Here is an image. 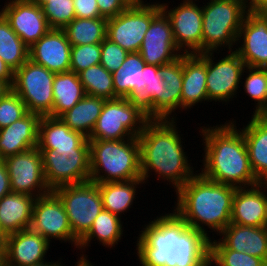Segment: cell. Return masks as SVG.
<instances>
[{
    "label": "cell",
    "instance_id": "1",
    "mask_svg": "<svg viewBox=\"0 0 267 266\" xmlns=\"http://www.w3.org/2000/svg\"><path fill=\"white\" fill-rule=\"evenodd\" d=\"M172 212L140 231L136 254L141 266H210V239Z\"/></svg>",
    "mask_w": 267,
    "mask_h": 266
},
{
    "label": "cell",
    "instance_id": "2",
    "mask_svg": "<svg viewBox=\"0 0 267 266\" xmlns=\"http://www.w3.org/2000/svg\"><path fill=\"white\" fill-rule=\"evenodd\" d=\"M233 120L199 130L205 145L200 173L235 188L255 186L261 182L251 168L243 133Z\"/></svg>",
    "mask_w": 267,
    "mask_h": 266
},
{
    "label": "cell",
    "instance_id": "3",
    "mask_svg": "<svg viewBox=\"0 0 267 266\" xmlns=\"http://www.w3.org/2000/svg\"><path fill=\"white\" fill-rule=\"evenodd\" d=\"M176 119L149 120L137 137L140 145L141 176L148 181L150 172L167 180L177 192L195 174L184 152Z\"/></svg>",
    "mask_w": 267,
    "mask_h": 266
},
{
    "label": "cell",
    "instance_id": "4",
    "mask_svg": "<svg viewBox=\"0 0 267 266\" xmlns=\"http://www.w3.org/2000/svg\"><path fill=\"white\" fill-rule=\"evenodd\" d=\"M236 188L217 183L196 173L177 192L173 209L189 227L202 232L217 234L231 222L232 202ZM211 229L206 231L205 227Z\"/></svg>",
    "mask_w": 267,
    "mask_h": 266
},
{
    "label": "cell",
    "instance_id": "5",
    "mask_svg": "<svg viewBox=\"0 0 267 266\" xmlns=\"http://www.w3.org/2000/svg\"><path fill=\"white\" fill-rule=\"evenodd\" d=\"M88 140L90 145L89 181L94 183L124 182L142 178L140 145L137 137L125 140Z\"/></svg>",
    "mask_w": 267,
    "mask_h": 266
},
{
    "label": "cell",
    "instance_id": "6",
    "mask_svg": "<svg viewBox=\"0 0 267 266\" xmlns=\"http://www.w3.org/2000/svg\"><path fill=\"white\" fill-rule=\"evenodd\" d=\"M247 11L246 0H209L202 6V53L221 47L232 51L235 44L238 46L237 36Z\"/></svg>",
    "mask_w": 267,
    "mask_h": 266
},
{
    "label": "cell",
    "instance_id": "7",
    "mask_svg": "<svg viewBox=\"0 0 267 266\" xmlns=\"http://www.w3.org/2000/svg\"><path fill=\"white\" fill-rule=\"evenodd\" d=\"M53 192L62 201L73 235L80 240L91 228L95 218L103 210L98 183L91 181L63 185Z\"/></svg>",
    "mask_w": 267,
    "mask_h": 266
},
{
    "label": "cell",
    "instance_id": "8",
    "mask_svg": "<svg viewBox=\"0 0 267 266\" xmlns=\"http://www.w3.org/2000/svg\"><path fill=\"white\" fill-rule=\"evenodd\" d=\"M150 119L126 98L106 100L88 139L125 140L138 137Z\"/></svg>",
    "mask_w": 267,
    "mask_h": 266
},
{
    "label": "cell",
    "instance_id": "9",
    "mask_svg": "<svg viewBox=\"0 0 267 266\" xmlns=\"http://www.w3.org/2000/svg\"><path fill=\"white\" fill-rule=\"evenodd\" d=\"M55 73L28 59L14 72L12 90L25 103L28 112L49 116L53 110Z\"/></svg>",
    "mask_w": 267,
    "mask_h": 266
},
{
    "label": "cell",
    "instance_id": "10",
    "mask_svg": "<svg viewBox=\"0 0 267 266\" xmlns=\"http://www.w3.org/2000/svg\"><path fill=\"white\" fill-rule=\"evenodd\" d=\"M160 11V2L129 5L117 16L107 19L106 38L128 53L138 52L152 19Z\"/></svg>",
    "mask_w": 267,
    "mask_h": 266
},
{
    "label": "cell",
    "instance_id": "11",
    "mask_svg": "<svg viewBox=\"0 0 267 266\" xmlns=\"http://www.w3.org/2000/svg\"><path fill=\"white\" fill-rule=\"evenodd\" d=\"M42 154L44 176L53 191L63 185L81 184L90 180V150L57 153L38 149Z\"/></svg>",
    "mask_w": 267,
    "mask_h": 266
},
{
    "label": "cell",
    "instance_id": "12",
    "mask_svg": "<svg viewBox=\"0 0 267 266\" xmlns=\"http://www.w3.org/2000/svg\"><path fill=\"white\" fill-rule=\"evenodd\" d=\"M30 229L49 243L55 239L78 247L79 240L73 235L65 207L53 191L35 199Z\"/></svg>",
    "mask_w": 267,
    "mask_h": 266
},
{
    "label": "cell",
    "instance_id": "13",
    "mask_svg": "<svg viewBox=\"0 0 267 266\" xmlns=\"http://www.w3.org/2000/svg\"><path fill=\"white\" fill-rule=\"evenodd\" d=\"M11 191L41 197L51 192L47 186L42 154L37 147L5 158Z\"/></svg>",
    "mask_w": 267,
    "mask_h": 266
},
{
    "label": "cell",
    "instance_id": "14",
    "mask_svg": "<svg viewBox=\"0 0 267 266\" xmlns=\"http://www.w3.org/2000/svg\"><path fill=\"white\" fill-rule=\"evenodd\" d=\"M227 52L229 54L218 62L213 61L214 51L207 52L206 88L210 102L229 103L232 98H237L246 65L235 51Z\"/></svg>",
    "mask_w": 267,
    "mask_h": 266
},
{
    "label": "cell",
    "instance_id": "15",
    "mask_svg": "<svg viewBox=\"0 0 267 266\" xmlns=\"http://www.w3.org/2000/svg\"><path fill=\"white\" fill-rule=\"evenodd\" d=\"M194 1L183 0L170 10L167 4H160L171 23L175 43L184 54L202 53V7Z\"/></svg>",
    "mask_w": 267,
    "mask_h": 266
},
{
    "label": "cell",
    "instance_id": "16",
    "mask_svg": "<svg viewBox=\"0 0 267 266\" xmlns=\"http://www.w3.org/2000/svg\"><path fill=\"white\" fill-rule=\"evenodd\" d=\"M0 12L29 48L51 29L41 6L32 0H8Z\"/></svg>",
    "mask_w": 267,
    "mask_h": 266
},
{
    "label": "cell",
    "instance_id": "17",
    "mask_svg": "<svg viewBox=\"0 0 267 266\" xmlns=\"http://www.w3.org/2000/svg\"><path fill=\"white\" fill-rule=\"evenodd\" d=\"M138 52L146 64L156 66L173 62L184 54L177 47L171 23L162 10L152 19Z\"/></svg>",
    "mask_w": 267,
    "mask_h": 266
},
{
    "label": "cell",
    "instance_id": "18",
    "mask_svg": "<svg viewBox=\"0 0 267 266\" xmlns=\"http://www.w3.org/2000/svg\"><path fill=\"white\" fill-rule=\"evenodd\" d=\"M238 41L243 45L233 49L246 66L267 68V18L261 12H246Z\"/></svg>",
    "mask_w": 267,
    "mask_h": 266
},
{
    "label": "cell",
    "instance_id": "19",
    "mask_svg": "<svg viewBox=\"0 0 267 266\" xmlns=\"http://www.w3.org/2000/svg\"><path fill=\"white\" fill-rule=\"evenodd\" d=\"M50 243L30 228L5 236L4 266H31L46 261Z\"/></svg>",
    "mask_w": 267,
    "mask_h": 266
},
{
    "label": "cell",
    "instance_id": "20",
    "mask_svg": "<svg viewBox=\"0 0 267 266\" xmlns=\"http://www.w3.org/2000/svg\"><path fill=\"white\" fill-rule=\"evenodd\" d=\"M71 44L63 29H50L29 48V59L51 72L70 71Z\"/></svg>",
    "mask_w": 267,
    "mask_h": 266
},
{
    "label": "cell",
    "instance_id": "21",
    "mask_svg": "<svg viewBox=\"0 0 267 266\" xmlns=\"http://www.w3.org/2000/svg\"><path fill=\"white\" fill-rule=\"evenodd\" d=\"M266 192L267 183L236 188L233 196L230 223L250 227H265Z\"/></svg>",
    "mask_w": 267,
    "mask_h": 266
},
{
    "label": "cell",
    "instance_id": "22",
    "mask_svg": "<svg viewBox=\"0 0 267 266\" xmlns=\"http://www.w3.org/2000/svg\"><path fill=\"white\" fill-rule=\"evenodd\" d=\"M38 149H53L57 153L90 150L89 140L71 130L60 117L42 116L39 122Z\"/></svg>",
    "mask_w": 267,
    "mask_h": 266
},
{
    "label": "cell",
    "instance_id": "23",
    "mask_svg": "<svg viewBox=\"0 0 267 266\" xmlns=\"http://www.w3.org/2000/svg\"><path fill=\"white\" fill-rule=\"evenodd\" d=\"M41 117L27 112L21 119L0 129V160L37 147Z\"/></svg>",
    "mask_w": 267,
    "mask_h": 266
},
{
    "label": "cell",
    "instance_id": "24",
    "mask_svg": "<svg viewBox=\"0 0 267 266\" xmlns=\"http://www.w3.org/2000/svg\"><path fill=\"white\" fill-rule=\"evenodd\" d=\"M162 84L159 66L146 64L140 71L139 88H134L126 99L150 120L161 119Z\"/></svg>",
    "mask_w": 267,
    "mask_h": 266
},
{
    "label": "cell",
    "instance_id": "25",
    "mask_svg": "<svg viewBox=\"0 0 267 266\" xmlns=\"http://www.w3.org/2000/svg\"><path fill=\"white\" fill-rule=\"evenodd\" d=\"M206 75L207 52L183 54L181 111L193 108L198 102H208Z\"/></svg>",
    "mask_w": 267,
    "mask_h": 266
},
{
    "label": "cell",
    "instance_id": "26",
    "mask_svg": "<svg viewBox=\"0 0 267 266\" xmlns=\"http://www.w3.org/2000/svg\"><path fill=\"white\" fill-rule=\"evenodd\" d=\"M228 248L261 258L267 263V227H250L229 223L218 234Z\"/></svg>",
    "mask_w": 267,
    "mask_h": 266
},
{
    "label": "cell",
    "instance_id": "27",
    "mask_svg": "<svg viewBox=\"0 0 267 266\" xmlns=\"http://www.w3.org/2000/svg\"><path fill=\"white\" fill-rule=\"evenodd\" d=\"M241 131L253 173L261 183H267V116L252 115Z\"/></svg>",
    "mask_w": 267,
    "mask_h": 266
},
{
    "label": "cell",
    "instance_id": "28",
    "mask_svg": "<svg viewBox=\"0 0 267 266\" xmlns=\"http://www.w3.org/2000/svg\"><path fill=\"white\" fill-rule=\"evenodd\" d=\"M36 197L11 192L0 199V231L4 236L29 229Z\"/></svg>",
    "mask_w": 267,
    "mask_h": 266
},
{
    "label": "cell",
    "instance_id": "29",
    "mask_svg": "<svg viewBox=\"0 0 267 266\" xmlns=\"http://www.w3.org/2000/svg\"><path fill=\"white\" fill-rule=\"evenodd\" d=\"M159 71L164 80L161 96V119H175L176 117L172 113L178 108L181 109L183 54L173 62L159 66Z\"/></svg>",
    "mask_w": 267,
    "mask_h": 266
},
{
    "label": "cell",
    "instance_id": "30",
    "mask_svg": "<svg viewBox=\"0 0 267 266\" xmlns=\"http://www.w3.org/2000/svg\"><path fill=\"white\" fill-rule=\"evenodd\" d=\"M105 101L104 98L85 95L75 106L63 113L60 118L71 130L78 131L89 138L96 126Z\"/></svg>",
    "mask_w": 267,
    "mask_h": 266
},
{
    "label": "cell",
    "instance_id": "31",
    "mask_svg": "<svg viewBox=\"0 0 267 266\" xmlns=\"http://www.w3.org/2000/svg\"><path fill=\"white\" fill-rule=\"evenodd\" d=\"M86 92L75 72L55 74L53 81V110L51 117H60L67 110L75 106Z\"/></svg>",
    "mask_w": 267,
    "mask_h": 266
},
{
    "label": "cell",
    "instance_id": "32",
    "mask_svg": "<svg viewBox=\"0 0 267 266\" xmlns=\"http://www.w3.org/2000/svg\"><path fill=\"white\" fill-rule=\"evenodd\" d=\"M144 183L142 178L124 182L98 183L103 209L121 217L122 213L124 214L132 207L138 185L141 186Z\"/></svg>",
    "mask_w": 267,
    "mask_h": 266
},
{
    "label": "cell",
    "instance_id": "33",
    "mask_svg": "<svg viewBox=\"0 0 267 266\" xmlns=\"http://www.w3.org/2000/svg\"><path fill=\"white\" fill-rule=\"evenodd\" d=\"M122 225L121 217L103 209L90 230L79 240L78 250L86 249L94 238L105 247H115L124 234Z\"/></svg>",
    "mask_w": 267,
    "mask_h": 266
},
{
    "label": "cell",
    "instance_id": "34",
    "mask_svg": "<svg viewBox=\"0 0 267 266\" xmlns=\"http://www.w3.org/2000/svg\"><path fill=\"white\" fill-rule=\"evenodd\" d=\"M0 58L15 72L29 59V47L0 12Z\"/></svg>",
    "mask_w": 267,
    "mask_h": 266
},
{
    "label": "cell",
    "instance_id": "35",
    "mask_svg": "<svg viewBox=\"0 0 267 266\" xmlns=\"http://www.w3.org/2000/svg\"><path fill=\"white\" fill-rule=\"evenodd\" d=\"M106 18H74L63 30L71 46L97 44L106 38Z\"/></svg>",
    "mask_w": 267,
    "mask_h": 266
},
{
    "label": "cell",
    "instance_id": "36",
    "mask_svg": "<svg viewBox=\"0 0 267 266\" xmlns=\"http://www.w3.org/2000/svg\"><path fill=\"white\" fill-rule=\"evenodd\" d=\"M146 62L139 52L128 53L122 65L112 73L115 95L127 98L134 88H139L140 71Z\"/></svg>",
    "mask_w": 267,
    "mask_h": 266
},
{
    "label": "cell",
    "instance_id": "37",
    "mask_svg": "<svg viewBox=\"0 0 267 266\" xmlns=\"http://www.w3.org/2000/svg\"><path fill=\"white\" fill-rule=\"evenodd\" d=\"M86 95L113 100L115 95L112 73L101 64L91 66L78 73Z\"/></svg>",
    "mask_w": 267,
    "mask_h": 266
},
{
    "label": "cell",
    "instance_id": "38",
    "mask_svg": "<svg viewBox=\"0 0 267 266\" xmlns=\"http://www.w3.org/2000/svg\"><path fill=\"white\" fill-rule=\"evenodd\" d=\"M243 72L248 73L244 91L257 102L253 115L267 116V68L246 66Z\"/></svg>",
    "mask_w": 267,
    "mask_h": 266
},
{
    "label": "cell",
    "instance_id": "39",
    "mask_svg": "<svg viewBox=\"0 0 267 266\" xmlns=\"http://www.w3.org/2000/svg\"><path fill=\"white\" fill-rule=\"evenodd\" d=\"M217 240L210 239V266L213 264L216 266H267L263 259L228 249L219 239Z\"/></svg>",
    "mask_w": 267,
    "mask_h": 266
},
{
    "label": "cell",
    "instance_id": "40",
    "mask_svg": "<svg viewBox=\"0 0 267 266\" xmlns=\"http://www.w3.org/2000/svg\"><path fill=\"white\" fill-rule=\"evenodd\" d=\"M41 8L51 29H64L76 17L73 0H47Z\"/></svg>",
    "mask_w": 267,
    "mask_h": 266
},
{
    "label": "cell",
    "instance_id": "41",
    "mask_svg": "<svg viewBox=\"0 0 267 266\" xmlns=\"http://www.w3.org/2000/svg\"><path fill=\"white\" fill-rule=\"evenodd\" d=\"M101 43L71 46L70 71L78 74L91 66L100 64Z\"/></svg>",
    "mask_w": 267,
    "mask_h": 266
},
{
    "label": "cell",
    "instance_id": "42",
    "mask_svg": "<svg viewBox=\"0 0 267 266\" xmlns=\"http://www.w3.org/2000/svg\"><path fill=\"white\" fill-rule=\"evenodd\" d=\"M27 112L25 103L13 90H10L0 99V129L21 119Z\"/></svg>",
    "mask_w": 267,
    "mask_h": 266
},
{
    "label": "cell",
    "instance_id": "43",
    "mask_svg": "<svg viewBox=\"0 0 267 266\" xmlns=\"http://www.w3.org/2000/svg\"><path fill=\"white\" fill-rule=\"evenodd\" d=\"M128 52L122 47L105 38L101 42V60L100 64L110 73L116 71L126 59Z\"/></svg>",
    "mask_w": 267,
    "mask_h": 266
},
{
    "label": "cell",
    "instance_id": "44",
    "mask_svg": "<svg viewBox=\"0 0 267 266\" xmlns=\"http://www.w3.org/2000/svg\"><path fill=\"white\" fill-rule=\"evenodd\" d=\"M100 16L113 18L123 12L129 4L125 0H97Z\"/></svg>",
    "mask_w": 267,
    "mask_h": 266
},
{
    "label": "cell",
    "instance_id": "45",
    "mask_svg": "<svg viewBox=\"0 0 267 266\" xmlns=\"http://www.w3.org/2000/svg\"><path fill=\"white\" fill-rule=\"evenodd\" d=\"M76 18H101L97 0H73Z\"/></svg>",
    "mask_w": 267,
    "mask_h": 266
},
{
    "label": "cell",
    "instance_id": "46",
    "mask_svg": "<svg viewBox=\"0 0 267 266\" xmlns=\"http://www.w3.org/2000/svg\"><path fill=\"white\" fill-rule=\"evenodd\" d=\"M11 192L10 178L6 164L3 160H0V199Z\"/></svg>",
    "mask_w": 267,
    "mask_h": 266
},
{
    "label": "cell",
    "instance_id": "47",
    "mask_svg": "<svg viewBox=\"0 0 267 266\" xmlns=\"http://www.w3.org/2000/svg\"><path fill=\"white\" fill-rule=\"evenodd\" d=\"M0 80L6 82L11 88L14 83V71L0 58Z\"/></svg>",
    "mask_w": 267,
    "mask_h": 266
},
{
    "label": "cell",
    "instance_id": "48",
    "mask_svg": "<svg viewBox=\"0 0 267 266\" xmlns=\"http://www.w3.org/2000/svg\"><path fill=\"white\" fill-rule=\"evenodd\" d=\"M246 4L248 10L260 12L267 5V0H246Z\"/></svg>",
    "mask_w": 267,
    "mask_h": 266
},
{
    "label": "cell",
    "instance_id": "49",
    "mask_svg": "<svg viewBox=\"0 0 267 266\" xmlns=\"http://www.w3.org/2000/svg\"><path fill=\"white\" fill-rule=\"evenodd\" d=\"M12 88L6 83L0 80V99H2Z\"/></svg>",
    "mask_w": 267,
    "mask_h": 266
},
{
    "label": "cell",
    "instance_id": "50",
    "mask_svg": "<svg viewBox=\"0 0 267 266\" xmlns=\"http://www.w3.org/2000/svg\"><path fill=\"white\" fill-rule=\"evenodd\" d=\"M31 266H63L62 264H61V262L59 261H57V262H47V261H45V262H43V263H40V264H36V265H31Z\"/></svg>",
    "mask_w": 267,
    "mask_h": 266
},
{
    "label": "cell",
    "instance_id": "51",
    "mask_svg": "<svg viewBox=\"0 0 267 266\" xmlns=\"http://www.w3.org/2000/svg\"><path fill=\"white\" fill-rule=\"evenodd\" d=\"M129 5H141L145 2L143 0H125Z\"/></svg>",
    "mask_w": 267,
    "mask_h": 266
},
{
    "label": "cell",
    "instance_id": "52",
    "mask_svg": "<svg viewBox=\"0 0 267 266\" xmlns=\"http://www.w3.org/2000/svg\"><path fill=\"white\" fill-rule=\"evenodd\" d=\"M0 266H4V247H0Z\"/></svg>",
    "mask_w": 267,
    "mask_h": 266
},
{
    "label": "cell",
    "instance_id": "53",
    "mask_svg": "<svg viewBox=\"0 0 267 266\" xmlns=\"http://www.w3.org/2000/svg\"><path fill=\"white\" fill-rule=\"evenodd\" d=\"M4 241H5V236H4V234L0 231V247H4Z\"/></svg>",
    "mask_w": 267,
    "mask_h": 266
},
{
    "label": "cell",
    "instance_id": "54",
    "mask_svg": "<svg viewBox=\"0 0 267 266\" xmlns=\"http://www.w3.org/2000/svg\"><path fill=\"white\" fill-rule=\"evenodd\" d=\"M260 12L267 18V5Z\"/></svg>",
    "mask_w": 267,
    "mask_h": 266
},
{
    "label": "cell",
    "instance_id": "55",
    "mask_svg": "<svg viewBox=\"0 0 267 266\" xmlns=\"http://www.w3.org/2000/svg\"><path fill=\"white\" fill-rule=\"evenodd\" d=\"M34 2H36L37 4H39L40 6L45 3L47 0H32Z\"/></svg>",
    "mask_w": 267,
    "mask_h": 266
},
{
    "label": "cell",
    "instance_id": "56",
    "mask_svg": "<svg viewBox=\"0 0 267 266\" xmlns=\"http://www.w3.org/2000/svg\"><path fill=\"white\" fill-rule=\"evenodd\" d=\"M266 227H267V193H266Z\"/></svg>",
    "mask_w": 267,
    "mask_h": 266
}]
</instances>
